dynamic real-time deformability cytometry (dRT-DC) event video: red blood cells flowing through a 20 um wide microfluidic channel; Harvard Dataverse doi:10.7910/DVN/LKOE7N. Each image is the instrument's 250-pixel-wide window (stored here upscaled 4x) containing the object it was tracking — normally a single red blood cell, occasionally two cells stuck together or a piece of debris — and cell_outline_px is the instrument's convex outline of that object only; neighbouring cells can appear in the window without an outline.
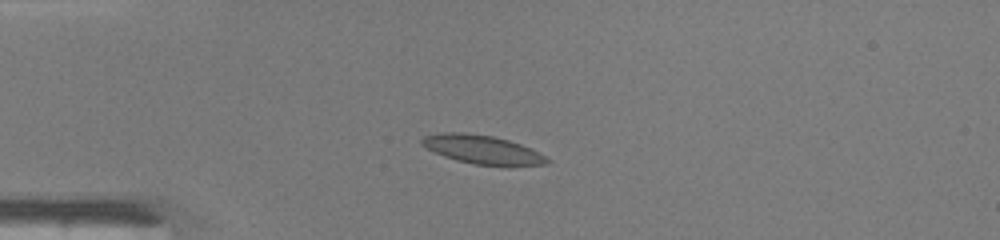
{"species": "common noctule bat (a hibernating species)", "species_latin": "Nyctalus noctula", "temperature_condition": "warm", "stored_images_in_passage": 47, "camera_frame_rate_fps": 3000, "um_per_image_px": 0.085, "animal": {"sex": "male", "body_mass_g": 19.0, "forearm_length_mm": 50.8}, "frame": {"image": 1, "passage_image": 10, "time_ms": 3.0, "image_size_px": [1000, 240], "cell_outline_px": [[552, 160], [548, 164], [508, 168], [476, 164], [456, 160], [444, 156], [420, 144], [420, 140], [424, 136], [444, 132], [460, 132], [492, 136], [508, 140], [532, 148]], "centroid_in_image_um": [41.1, 12.75], "position_along_channel_um": 43.9, "area_um2": 21.39}}
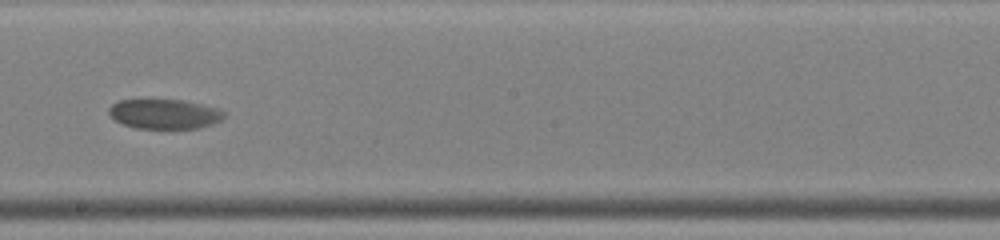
{"frame": {"image": 2, "passage_image": 26, "time_ms": 8.333, "image_size_px": [1000, 240], "cell_outline_px": [[224, 116], [220, 120], [212, 124], [196, 128], [136, 128], [124, 124], [116, 120], [108, 112], [108, 108], [112, 104], [120, 100], [184, 100], [220, 108], [224, 112]], "centroid_in_image_um": [13.99, 9.68], "position_along_channel_um": 234.2, "area_um2": 19.77}}
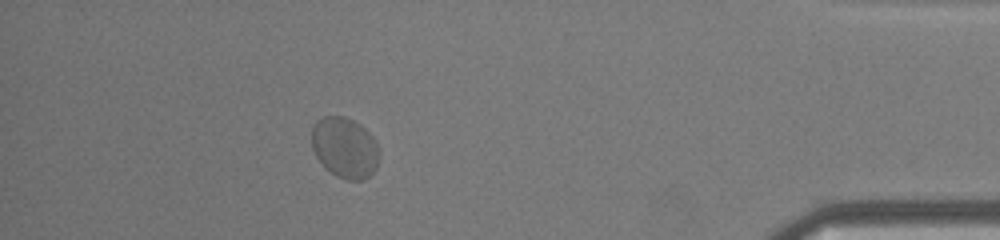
{"frame": {"image": 3, "passage_image": 42, "time_ms": 13.667, "image_size_px": [1000, 240], "cell_outline_px": [[380, 156], [376, 168], [364, 180], [344, 180], [336, 176], [324, 168], [316, 156], [312, 148], [312, 128], [316, 120], [324, 116], [344, 116], [360, 124], [376, 140], [380, 148]], "centroid_in_image_um": [29.32, 12.56], "position_along_channel_um": 405.9, "area_um2": 24.28}, "authors_computed_cell_mechanics": {"area_um2": 21.1548, "velocity_mm_per_s": 4.0387, "shape_relaxation_time_tau1_ms": 4.4836, "shape_relaxation_time_tau2_ms": null, "deformation_change_tau1": 0.0697, "deformation_change_tau2": null}}